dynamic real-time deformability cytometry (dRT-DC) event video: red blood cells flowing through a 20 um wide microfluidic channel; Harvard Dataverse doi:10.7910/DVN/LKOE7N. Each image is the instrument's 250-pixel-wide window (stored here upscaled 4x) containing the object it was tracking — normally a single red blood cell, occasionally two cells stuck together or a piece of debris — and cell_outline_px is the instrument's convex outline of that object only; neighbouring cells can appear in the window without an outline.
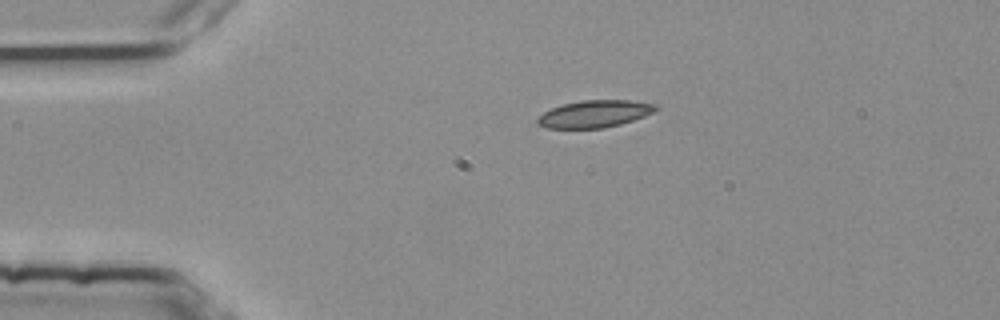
{"species": "common noctule bat (a hibernating species)", "species_latin": "Nyctalus noctula", "temperature_condition": "room temperature", "stored_images_in_passage": 2, "camera_frame_rate_fps": 3000, "um_per_image_px": 0.085, "animal": {"sex": "female", "body_mass_g": 25.1}, "frame": {"image": 1, "passage_image": 1, "time_ms": 0.0, "image_size_px": [1000, 320], "cell_outline_px": [[660, 108], [644, 116], [620, 124], [604, 128], [548, 128], [540, 124], [536, 120], [544, 112], [552, 108], [564, 104], [584, 100], [628, 100], [656, 104]], "centroid_in_image_um": [50.57, 9.67], "position_along_channel_um": 34.4, "area_um2": 18.44}}